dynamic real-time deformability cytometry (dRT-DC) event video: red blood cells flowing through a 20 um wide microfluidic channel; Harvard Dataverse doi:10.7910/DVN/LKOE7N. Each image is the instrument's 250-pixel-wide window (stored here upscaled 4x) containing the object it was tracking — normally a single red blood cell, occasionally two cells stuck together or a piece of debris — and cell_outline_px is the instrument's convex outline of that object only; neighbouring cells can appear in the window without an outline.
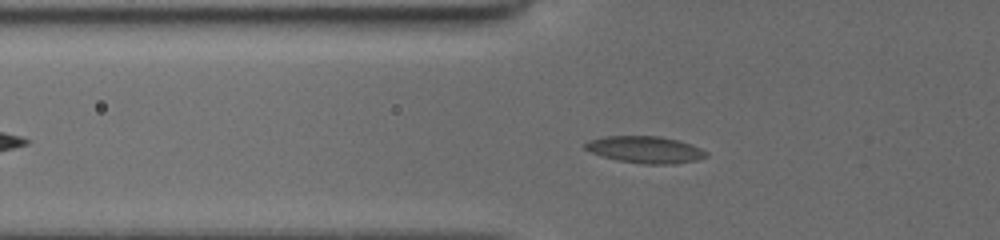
{"species": "common noctule bat (a hibernating species)", "species_latin": "Nyctalus noctula", "temperature_condition": "cold", "stored_images_in_passage": 42, "camera_frame_rate_fps": 3000, "um_per_image_px": 0.085, "animal": {"sex": "female", "body_mass_g": 19.5, "forearm_length_mm": 54.1}, "frame": {"image": 1, "passage_image": 13, "time_ms": 4.0, "image_size_px": [1000, 240], "cell_outline_px": [[708, 156], [696, 160], [672, 164], [644, 164], [620, 160], [600, 156], [584, 148], [584, 144], [588, 140], [604, 136], [660, 136], [680, 140], [692, 144], [708, 152]], "centroid_in_image_um": [54.86, 12.71], "position_along_channel_um": 70.9, "area_um2": 19.02}}
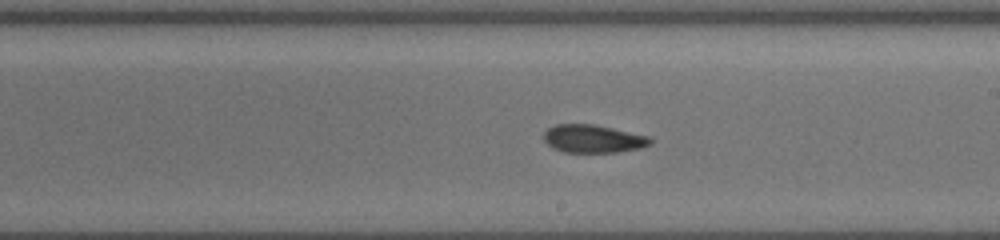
{"frame": {"image": 2, "passage_image": 26, "time_ms": 8.333, "image_size_px": [1000, 240], "cell_outline_px": [[652, 144], [640, 148], [620, 152], [560, 152], [552, 148], [544, 140], [544, 132], [548, 128], [556, 124], [592, 124], [652, 136]], "centroid_in_image_um": [50.44, 11.8], "position_along_channel_um": 238.6, "area_um2": 17.57}}
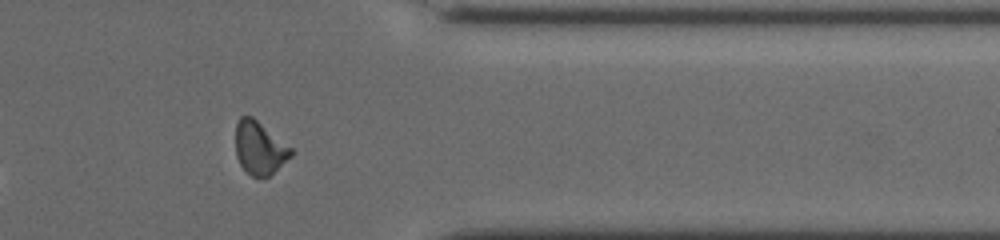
{"frame": {"image": 3, "passage_image": 38, "time_ms": 12.333, "image_size_px": [1000, 240], "cell_outline_px": [[292, 156], [268, 176], [252, 176], [240, 164], [236, 156], [236, 124], [240, 116], [252, 116], [292, 148]], "centroid_in_image_um": [22.05, 12.55], "position_along_channel_um": 389.3, "area_um2": 16.82}, "authors_computed_cell_mechanics": {"area_um2": 17.9469, "velocity_mm_per_s": 3.9465, "shape_relaxation_time_tau1_ms": null, "shape_relaxation_time_tau2_ms": 2.016, "deformation_change_tau1": null, "deformation_change_tau2": 0.0621}}